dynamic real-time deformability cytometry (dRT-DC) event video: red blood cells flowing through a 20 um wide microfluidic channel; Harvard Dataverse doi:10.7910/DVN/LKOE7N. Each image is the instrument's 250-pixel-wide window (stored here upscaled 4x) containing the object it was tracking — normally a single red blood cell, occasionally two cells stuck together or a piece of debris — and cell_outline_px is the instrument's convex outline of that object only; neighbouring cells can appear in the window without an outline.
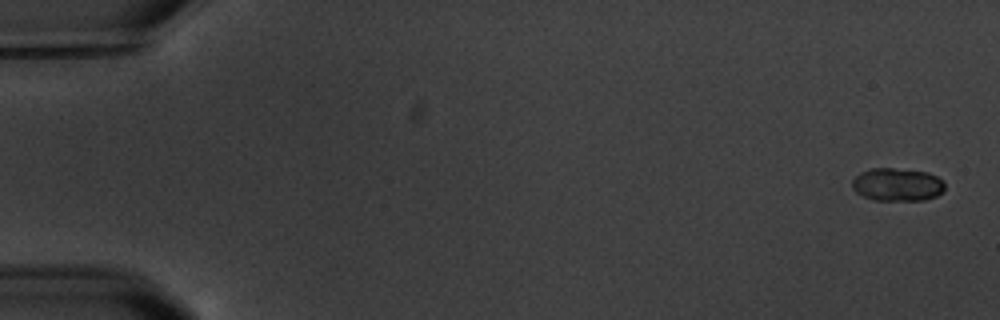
{"species": "common noctule bat (a hibernating species)", "species_latin": "Nyctalus noctula", "temperature_condition": "warm", "stored_images_in_passage": 6, "camera_frame_rate_fps": 3000, "um_per_image_px": 0.085, "animal": {"sex": "male", "body_mass_g": 20.1, "forearm_length_mm": 53.5}, "frame": {"image": 1, "passage_image": 1, "time_ms": 0.0, "image_size_px": [1000, 320], "cell_outline_px": [[944, 192], [936, 196], [924, 200], [872, 200], [856, 192], [852, 188], [852, 180], [860, 172], [872, 168], [892, 168], [928, 172], [944, 180]], "centroid_in_image_um": [76.28, 15.69], "position_along_channel_um": 8.7, "area_um2": 17.92}}
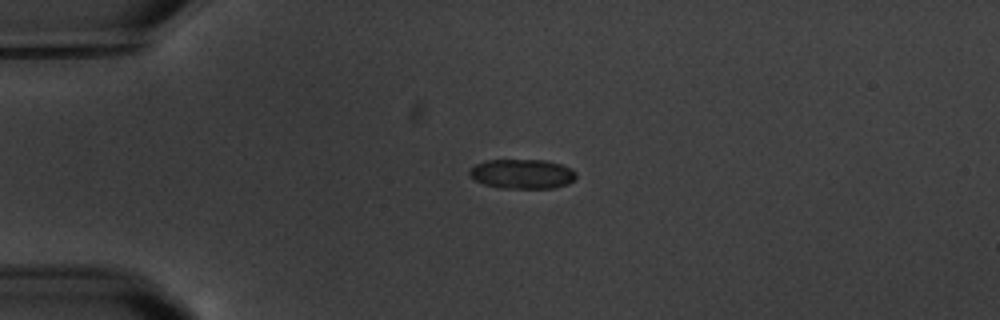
{"frame": {"image": 2, "passage_image": 5, "time_ms": 4.333, "image_size_px": [1000, 320], "cell_outline_px": [[576, 176], [568, 184], [552, 188], [500, 188], [484, 184], [468, 176], [468, 172], [476, 164], [484, 160], [544, 160], [560, 164], [572, 168], [576, 172]], "centroid_in_image_um": [44.37, 14.78], "position_along_channel_um": 40.6, "area_um2": 18.38}}
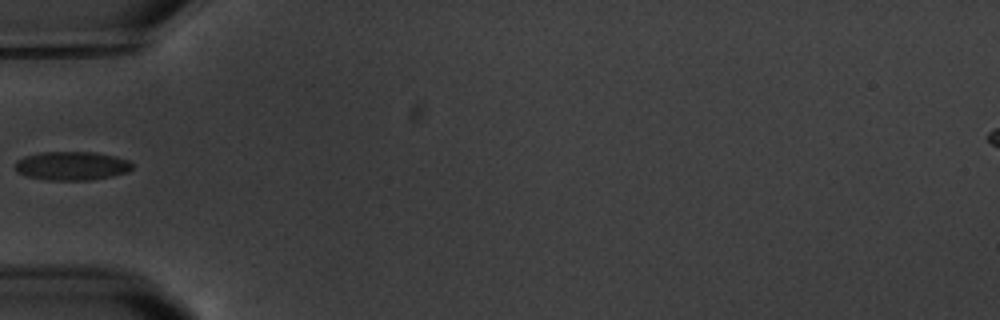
{"frame": {"image": 3, "passage_image": 6, "time_ms": 6.333, "image_size_px": [1000, 320], "cell_outline_px": [[132, 168], [128, 172], [112, 176], [88, 180], [44, 180], [28, 176], [16, 172], [16, 160], [24, 156], [40, 152], [96, 152], [116, 156], [128, 160], [132, 164]], "centroid_in_image_um": [6.1, 14.09], "position_along_channel_um": 78.9, "area_um2": 19.71}}